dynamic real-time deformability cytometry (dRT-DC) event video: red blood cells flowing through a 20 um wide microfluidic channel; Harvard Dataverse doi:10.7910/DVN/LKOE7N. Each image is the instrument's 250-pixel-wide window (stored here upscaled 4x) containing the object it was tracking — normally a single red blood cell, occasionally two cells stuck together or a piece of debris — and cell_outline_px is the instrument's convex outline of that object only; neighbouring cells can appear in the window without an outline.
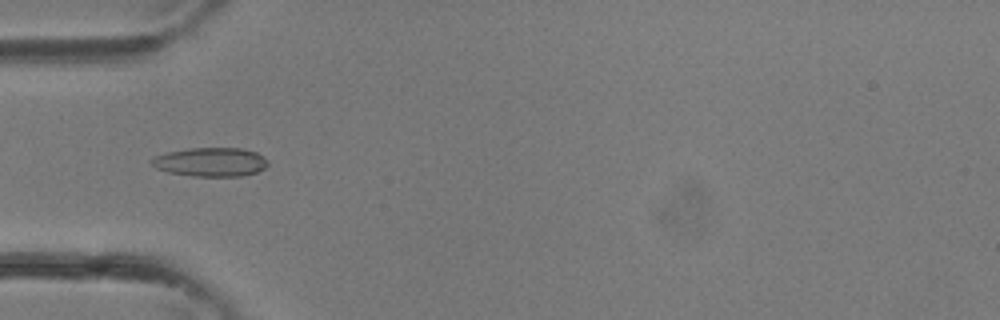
{"species": "common noctule bat (a hibernating species)", "species_latin": "Nyctalus noctula", "temperature_condition": "room temperature", "stored_images_in_passage": 25, "camera_frame_rate_fps": 3000, "um_per_image_px": 0.085, "animal": {"sex": "female"}, "frame": {"image": 1, "passage_image": 1, "time_ms": 0.0, "image_size_px": [1000, 320], "cell_outline_px": [[268, 164], [264, 168], [256, 172], [240, 176], [192, 176], [168, 172], [156, 168], [148, 160], [156, 156], [168, 152], [188, 148], [240, 148], [256, 152], [264, 156], [268, 160]], "centroid_in_image_um": [17.9, 13.77], "position_along_channel_um": 67.1, "area_um2": 19.59}}
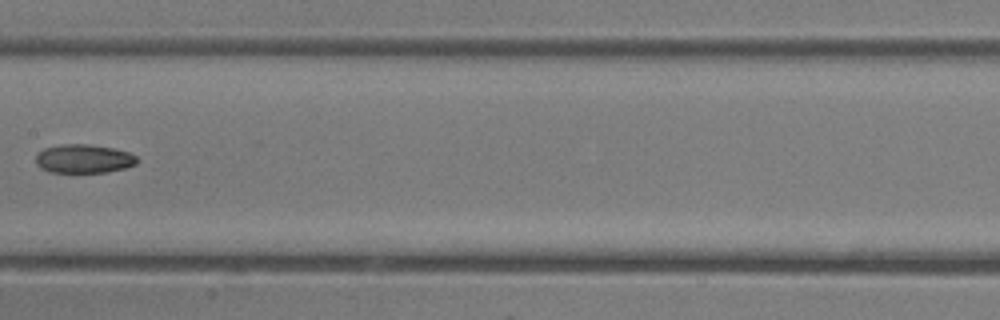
{"frame": {"image": 2, "passage_image": 8, "time_ms": 2.333, "image_size_px": [1000, 320], "cell_outline_px": [[140, 160], [136, 164], [124, 168], [108, 172], [48, 172], [40, 168], [36, 164], [36, 156], [44, 148], [64, 144], [88, 144], [112, 148], [128, 152], [136, 156]], "centroid_in_image_um": [7.12, 13.5], "position_along_channel_um": 200.3, "area_um2": 16.94}}
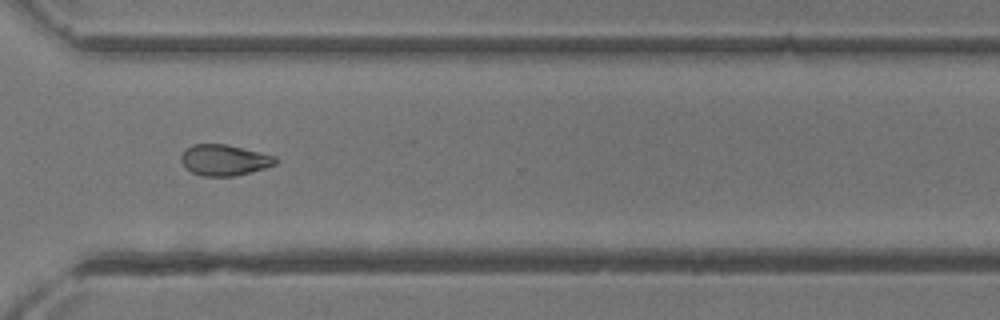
{"frame": {"image": 3, "passage_image": 16, "time_ms": 5.0, "image_size_px": [1000, 320], "cell_outline_px": [[280, 160], [276, 164], [264, 168], [236, 176], [200, 176], [184, 168], [180, 160], [180, 156], [184, 148], [192, 144], [228, 144], [276, 156]], "centroid_in_image_um": [19.04, 13.6], "position_along_channel_um": 351.6, "area_um2": 17.4}}